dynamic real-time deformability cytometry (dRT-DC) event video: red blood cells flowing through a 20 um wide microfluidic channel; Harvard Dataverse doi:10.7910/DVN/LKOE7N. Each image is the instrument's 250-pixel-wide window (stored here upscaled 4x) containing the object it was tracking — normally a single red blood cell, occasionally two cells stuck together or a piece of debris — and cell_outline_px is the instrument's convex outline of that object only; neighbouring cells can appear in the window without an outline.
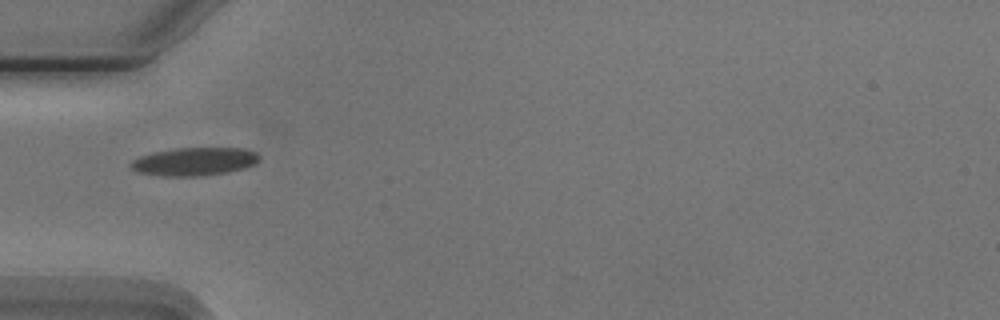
{"species": "Egyptian fruit bat (a non-hibernating species)", "species_latin": "Rousettus aegyptiacus", "temperature_condition": "cold", "stored_images_in_passage": 8, "camera_frame_rate_fps": 3000, "um_per_image_px": 0.085, "animal": {"sex": "male"}, "frame": {"image": 1, "passage_image": 5, "time_ms": 4.667, "image_size_px": [1000, 320], "cell_outline_px": [[260, 156], [252, 164], [244, 168], [228, 172], [196, 176], [164, 176], [136, 172], [128, 164], [132, 160], [140, 156], [152, 152], [176, 148], [244, 148], [256, 152]], "centroid_in_image_um": [16.47, 13.72], "position_along_channel_um": 68.5, "area_um2": 20.98}}
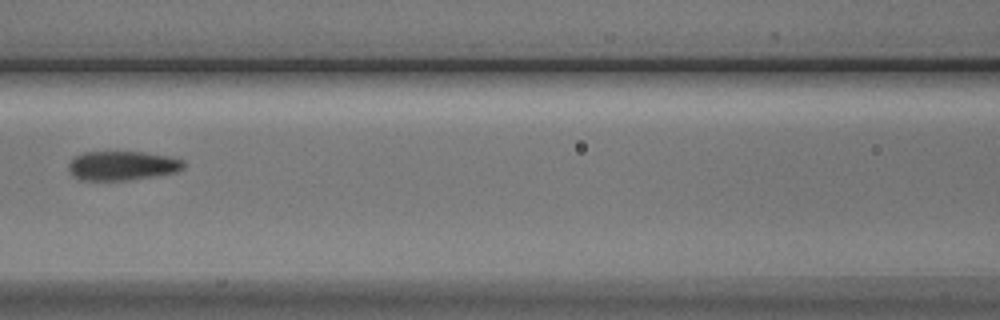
{"frame": {"image": 2, "passage_image": 7, "time_ms": 7.0, "image_size_px": [1000, 320], "cell_outline_px": [[184, 168], [176, 172], [152, 176], [124, 180], [80, 180], [72, 176], [68, 168], [68, 164], [76, 156], [84, 152], [144, 152], [168, 156], [184, 160]], "centroid_in_image_um": [10.38, 14.08], "position_along_channel_um": 156.2, "area_um2": 19.48}}
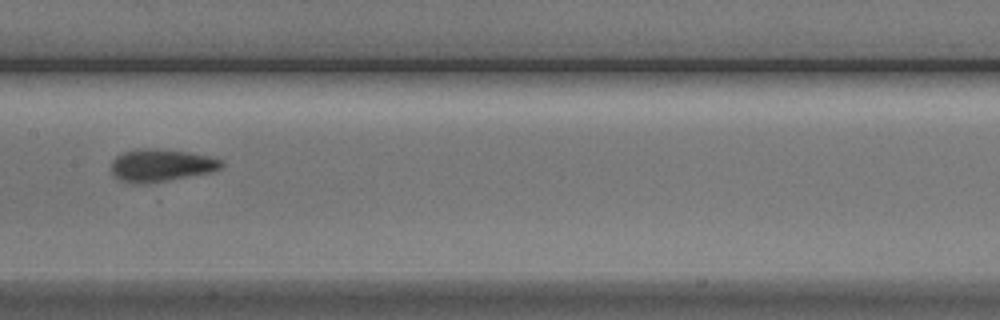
{"frame": {"image": 3, "passage_image": 8, "time_ms": 8.0, "image_size_px": [1000, 320], "cell_outline_px": [[224, 164], [220, 168], [212, 172], [144, 184], [136, 184], [120, 180], [112, 172], [112, 160], [116, 156], [124, 152], [136, 148], [156, 148], [188, 152], [208, 156], [224, 160]], "centroid_in_image_um": [13.69, 14.04], "position_along_channel_um": 193.7, "area_um2": 20.87}}